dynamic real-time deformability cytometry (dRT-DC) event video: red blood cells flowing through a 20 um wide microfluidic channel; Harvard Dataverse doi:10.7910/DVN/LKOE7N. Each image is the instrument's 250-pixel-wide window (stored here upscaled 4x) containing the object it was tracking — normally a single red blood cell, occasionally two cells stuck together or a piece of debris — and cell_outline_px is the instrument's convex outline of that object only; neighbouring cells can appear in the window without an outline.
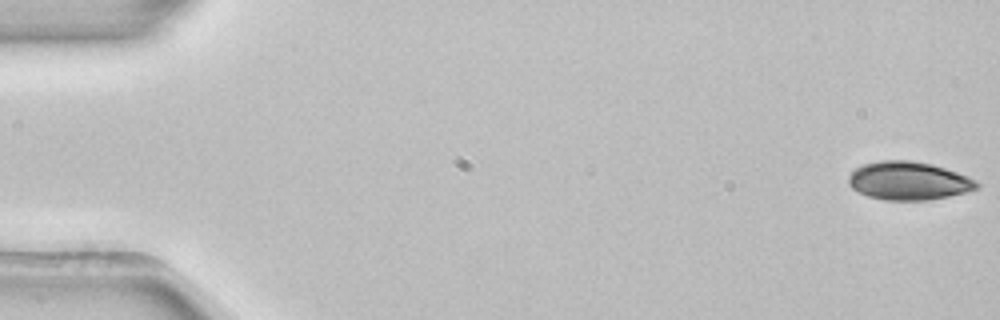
{"species": "common noctule bat (a hibernating species)", "species_latin": "Nyctalus noctula", "temperature_condition": "room temperature", "stored_images_in_passage": 53, "camera_frame_rate_fps": 3000, "um_per_image_px": 0.085, "animal": {"sex": "female", "body_mass_g": 22.7, "forearm_length_mm": 54.2}, "frame": {"image": 1, "passage_image": 1, "time_ms": 0.0, "image_size_px": [1000, 320], "cell_outline_px": [[980, 188], [948, 196], [928, 200], [884, 200], [868, 196], [852, 188], [848, 184], [848, 176], [856, 168], [864, 164], [880, 160], [908, 160], [932, 164], [968, 176], [976, 180], [980, 184]], "centroid_in_image_um": [77.23, 15.37], "position_along_channel_um": 7.8, "area_um2": 28.55}}
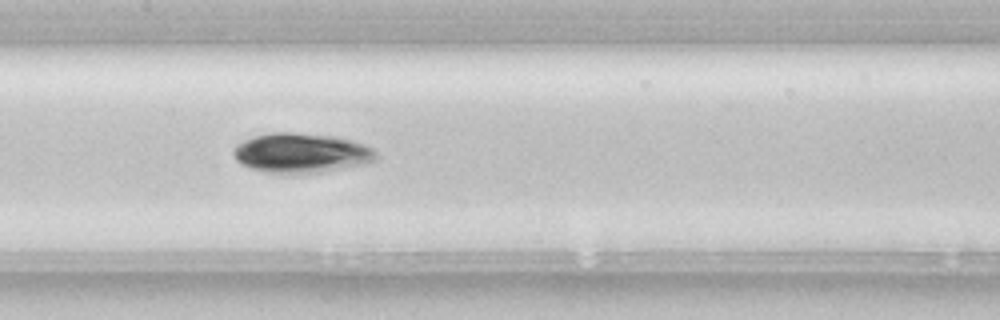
{"frame": {"image": 2, "passage_image": 26, "time_ms": 8.333, "image_size_px": [1000, 320], "cell_outline_px": [[376, 160], [364, 164], [320, 172], [264, 172], [240, 164], [236, 160], [232, 152], [236, 144], [244, 140], [256, 136], [272, 132], [292, 132], [336, 136], [352, 140], [364, 144], [372, 148], [376, 152]], "centroid_in_image_um": [25.6, 12.98], "position_along_channel_um": 181.8, "area_um2": 32.71}}
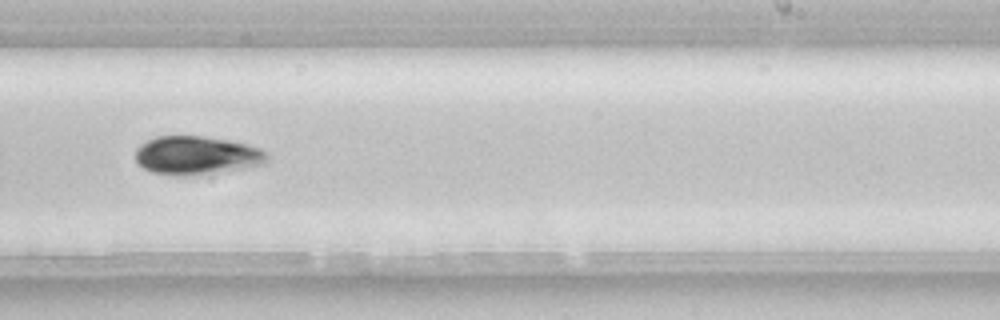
{"frame": {"image": 3, "passage_image": 33, "time_ms": 10.667, "image_size_px": [1000, 320], "cell_outline_px": [[268, 160], [264, 164], [244, 168], [184, 176], [172, 176], [152, 172], [144, 168], [136, 160], [136, 148], [140, 144], [156, 136], [204, 136], [228, 140], [248, 144], [260, 148], [268, 152]], "centroid_in_image_um": [16.73, 13.2], "position_along_channel_um": 272.3, "area_um2": 29.59}, "authors_computed_cell_mechanics": {"area_um2": 28.7266, "velocity_mm_per_s": 3.8975, "shape_relaxation_time_tau1_ms": 2.3459, "shape_relaxation_time_tau2_ms": null, "deformation_change_tau1": 0.0845, "deformation_change_tau2": null}}